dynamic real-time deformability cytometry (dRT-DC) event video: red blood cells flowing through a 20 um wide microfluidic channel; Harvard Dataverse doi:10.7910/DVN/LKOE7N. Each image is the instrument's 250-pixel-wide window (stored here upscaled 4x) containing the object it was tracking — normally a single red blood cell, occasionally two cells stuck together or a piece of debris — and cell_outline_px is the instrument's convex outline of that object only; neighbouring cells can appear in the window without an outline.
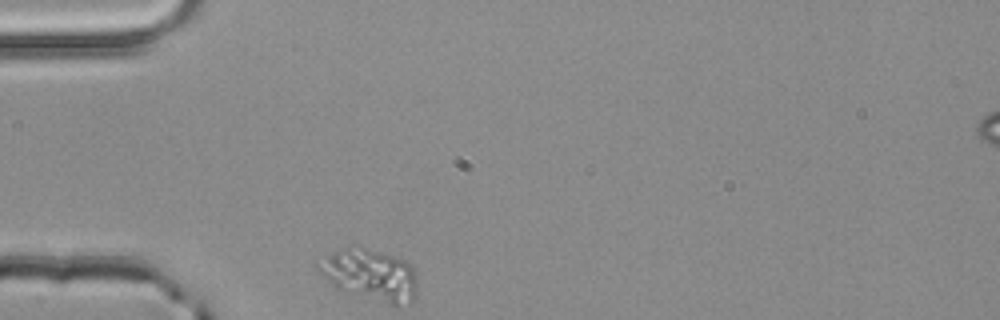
{"species": "common noctule bat (a hibernating species)", "species_latin": "Nyctalus noctula", "temperature_condition": "room temperature", "stored_images_in_passage": 31, "camera_frame_rate_fps": 3000, "um_per_image_px": 0.085, "animal": {"sex": "male", "body_mass_g": 20.4}, "frame": {"image": 1, "passage_image": 1, "time_ms": 0.0, "image_size_px": [1000, 320], "cell_outline_px": [[416, 296], [412, 300], [396, 304], [388, 304], [336, 288], [312, 268], [316, 264], [332, 252], [340, 248], [356, 244], [404, 260], [412, 268], [416, 276]], "centroid_in_image_um": [31.39, 23.32], "position_along_channel_um": 53.6, "area_um2": 29.59}}
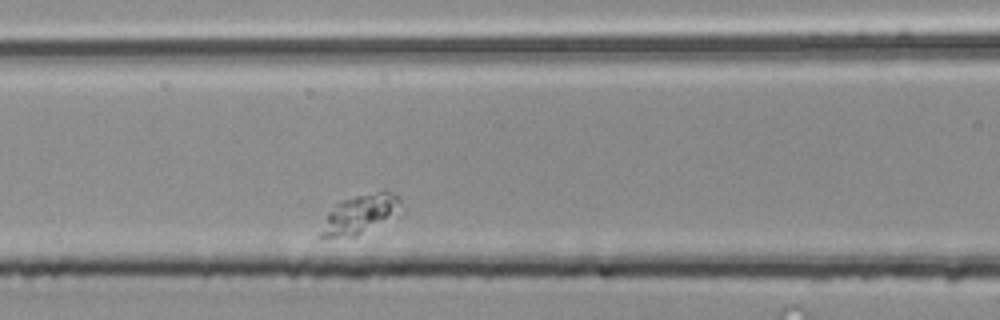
{"frame": {"image": 2, "passage_image": 9, "time_ms": 2.667, "image_size_px": [1000, 320], "cell_outline_px": [[404, 212], [356, 236], [320, 236], [320, 232], [328, 216], [336, 204], [344, 200], [356, 196], [376, 192], [388, 192], [400, 196], [404, 208]], "centroid_in_image_um": [30.75, 18.19], "position_along_channel_um": 135.8, "area_um2": 17.8}}
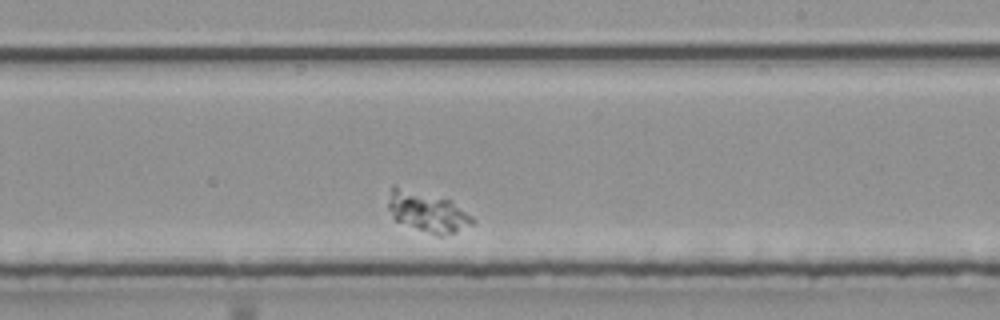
{"frame": {"image": 3, "passage_image": 19, "time_ms": 6.0, "image_size_px": [1000, 320], "cell_outline_px": [[476, 220], [472, 224], [456, 232], [440, 236], [436, 236], [396, 220], [392, 216], [388, 208], [388, 200], [392, 184], [448, 200], [472, 216]], "centroid_in_image_um": [36.3, 18.01], "position_along_channel_um": 252.7, "area_um2": 19.36}}